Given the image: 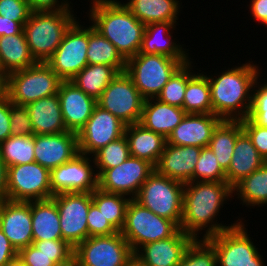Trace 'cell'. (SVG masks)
Wrapping results in <instances>:
<instances>
[{"label": "cell", "mask_w": 267, "mask_h": 266, "mask_svg": "<svg viewBox=\"0 0 267 266\" xmlns=\"http://www.w3.org/2000/svg\"><path fill=\"white\" fill-rule=\"evenodd\" d=\"M193 181H226L225 170L220 166L209 146L201 149L198 162L195 165Z\"/></svg>", "instance_id": "42"}, {"label": "cell", "mask_w": 267, "mask_h": 266, "mask_svg": "<svg viewBox=\"0 0 267 266\" xmlns=\"http://www.w3.org/2000/svg\"><path fill=\"white\" fill-rule=\"evenodd\" d=\"M184 184L154 170L134 198L154 214L174 221L179 227L183 215Z\"/></svg>", "instance_id": "7"}, {"label": "cell", "mask_w": 267, "mask_h": 266, "mask_svg": "<svg viewBox=\"0 0 267 266\" xmlns=\"http://www.w3.org/2000/svg\"><path fill=\"white\" fill-rule=\"evenodd\" d=\"M31 11H58L72 9L68 0H28ZM61 2V3H60Z\"/></svg>", "instance_id": "51"}, {"label": "cell", "mask_w": 267, "mask_h": 266, "mask_svg": "<svg viewBox=\"0 0 267 266\" xmlns=\"http://www.w3.org/2000/svg\"><path fill=\"white\" fill-rule=\"evenodd\" d=\"M240 121L259 154L267 161V127L256 124L249 117Z\"/></svg>", "instance_id": "47"}, {"label": "cell", "mask_w": 267, "mask_h": 266, "mask_svg": "<svg viewBox=\"0 0 267 266\" xmlns=\"http://www.w3.org/2000/svg\"><path fill=\"white\" fill-rule=\"evenodd\" d=\"M192 61L183 64L163 86L156 99L183 109L184 94L188 80L195 74ZM192 67V68H191Z\"/></svg>", "instance_id": "39"}, {"label": "cell", "mask_w": 267, "mask_h": 266, "mask_svg": "<svg viewBox=\"0 0 267 266\" xmlns=\"http://www.w3.org/2000/svg\"><path fill=\"white\" fill-rule=\"evenodd\" d=\"M264 81L261 84L257 79L253 86L252 106L248 117L256 124L267 127V82L265 79Z\"/></svg>", "instance_id": "43"}, {"label": "cell", "mask_w": 267, "mask_h": 266, "mask_svg": "<svg viewBox=\"0 0 267 266\" xmlns=\"http://www.w3.org/2000/svg\"><path fill=\"white\" fill-rule=\"evenodd\" d=\"M10 130L13 136H32L34 130L25 106L13 104L10 100Z\"/></svg>", "instance_id": "45"}, {"label": "cell", "mask_w": 267, "mask_h": 266, "mask_svg": "<svg viewBox=\"0 0 267 266\" xmlns=\"http://www.w3.org/2000/svg\"><path fill=\"white\" fill-rule=\"evenodd\" d=\"M18 255L8 238L0 228V266H5L12 258Z\"/></svg>", "instance_id": "52"}, {"label": "cell", "mask_w": 267, "mask_h": 266, "mask_svg": "<svg viewBox=\"0 0 267 266\" xmlns=\"http://www.w3.org/2000/svg\"><path fill=\"white\" fill-rule=\"evenodd\" d=\"M242 131L240 120H222L213 130L208 146L225 171L231 163L237 136Z\"/></svg>", "instance_id": "32"}, {"label": "cell", "mask_w": 267, "mask_h": 266, "mask_svg": "<svg viewBox=\"0 0 267 266\" xmlns=\"http://www.w3.org/2000/svg\"><path fill=\"white\" fill-rule=\"evenodd\" d=\"M31 12L28 0H0V15L18 22L22 27Z\"/></svg>", "instance_id": "46"}, {"label": "cell", "mask_w": 267, "mask_h": 266, "mask_svg": "<svg viewBox=\"0 0 267 266\" xmlns=\"http://www.w3.org/2000/svg\"><path fill=\"white\" fill-rule=\"evenodd\" d=\"M57 95L67 131L78 133L91 117L97 101L72 81H62Z\"/></svg>", "instance_id": "20"}, {"label": "cell", "mask_w": 267, "mask_h": 266, "mask_svg": "<svg viewBox=\"0 0 267 266\" xmlns=\"http://www.w3.org/2000/svg\"><path fill=\"white\" fill-rule=\"evenodd\" d=\"M92 162H94L92 156L88 157V155L79 153L67 163L52 169L50 171L52 194L92 193L98 188V175Z\"/></svg>", "instance_id": "17"}, {"label": "cell", "mask_w": 267, "mask_h": 266, "mask_svg": "<svg viewBox=\"0 0 267 266\" xmlns=\"http://www.w3.org/2000/svg\"><path fill=\"white\" fill-rule=\"evenodd\" d=\"M118 73L109 65L88 64L70 81L97 101Z\"/></svg>", "instance_id": "33"}, {"label": "cell", "mask_w": 267, "mask_h": 266, "mask_svg": "<svg viewBox=\"0 0 267 266\" xmlns=\"http://www.w3.org/2000/svg\"><path fill=\"white\" fill-rule=\"evenodd\" d=\"M125 136L128 140L130 155L157 165L166 144V138L139 122L126 125Z\"/></svg>", "instance_id": "28"}, {"label": "cell", "mask_w": 267, "mask_h": 266, "mask_svg": "<svg viewBox=\"0 0 267 266\" xmlns=\"http://www.w3.org/2000/svg\"><path fill=\"white\" fill-rule=\"evenodd\" d=\"M178 266H218L216 251L206 239H194Z\"/></svg>", "instance_id": "41"}, {"label": "cell", "mask_w": 267, "mask_h": 266, "mask_svg": "<svg viewBox=\"0 0 267 266\" xmlns=\"http://www.w3.org/2000/svg\"><path fill=\"white\" fill-rule=\"evenodd\" d=\"M0 228L17 251L33 244L31 201L1 202Z\"/></svg>", "instance_id": "19"}, {"label": "cell", "mask_w": 267, "mask_h": 266, "mask_svg": "<svg viewBox=\"0 0 267 266\" xmlns=\"http://www.w3.org/2000/svg\"><path fill=\"white\" fill-rule=\"evenodd\" d=\"M261 24H264L263 26L267 28V19H265Z\"/></svg>", "instance_id": "60"}, {"label": "cell", "mask_w": 267, "mask_h": 266, "mask_svg": "<svg viewBox=\"0 0 267 266\" xmlns=\"http://www.w3.org/2000/svg\"><path fill=\"white\" fill-rule=\"evenodd\" d=\"M233 193L234 196L238 195L237 198H240L242 205L245 204L247 207L267 205V161L237 183L233 187Z\"/></svg>", "instance_id": "35"}, {"label": "cell", "mask_w": 267, "mask_h": 266, "mask_svg": "<svg viewBox=\"0 0 267 266\" xmlns=\"http://www.w3.org/2000/svg\"><path fill=\"white\" fill-rule=\"evenodd\" d=\"M78 266H125L134 253L121 232L88 237L74 248Z\"/></svg>", "instance_id": "10"}, {"label": "cell", "mask_w": 267, "mask_h": 266, "mask_svg": "<svg viewBox=\"0 0 267 266\" xmlns=\"http://www.w3.org/2000/svg\"><path fill=\"white\" fill-rule=\"evenodd\" d=\"M88 64H103L114 67L119 73L124 72L126 60L117 51L116 47L94 27H88Z\"/></svg>", "instance_id": "34"}, {"label": "cell", "mask_w": 267, "mask_h": 266, "mask_svg": "<svg viewBox=\"0 0 267 266\" xmlns=\"http://www.w3.org/2000/svg\"><path fill=\"white\" fill-rule=\"evenodd\" d=\"M155 170L146 160L130 157L120 165L110 169H96L98 188L108 193L121 194L134 199L142 184Z\"/></svg>", "instance_id": "14"}, {"label": "cell", "mask_w": 267, "mask_h": 266, "mask_svg": "<svg viewBox=\"0 0 267 266\" xmlns=\"http://www.w3.org/2000/svg\"><path fill=\"white\" fill-rule=\"evenodd\" d=\"M72 12V9L31 12L23 32L36 62L46 63L52 57L66 31L77 20Z\"/></svg>", "instance_id": "4"}, {"label": "cell", "mask_w": 267, "mask_h": 266, "mask_svg": "<svg viewBox=\"0 0 267 266\" xmlns=\"http://www.w3.org/2000/svg\"><path fill=\"white\" fill-rule=\"evenodd\" d=\"M240 223L207 238L217 254L218 266H265L264 260L254 245L247 228Z\"/></svg>", "instance_id": "9"}, {"label": "cell", "mask_w": 267, "mask_h": 266, "mask_svg": "<svg viewBox=\"0 0 267 266\" xmlns=\"http://www.w3.org/2000/svg\"><path fill=\"white\" fill-rule=\"evenodd\" d=\"M188 61L162 54L138 53L126 60L125 72L145 98H156L173 74Z\"/></svg>", "instance_id": "6"}, {"label": "cell", "mask_w": 267, "mask_h": 266, "mask_svg": "<svg viewBox=\"0 0 267 266\" xmlns=\"http://www.w3.org/2000/svg\"><path fill=\"white\" fill-rule=\"evenodd\" d=\"M8 200L7 195V167L0 157V203Z\"/></svg>", "instance_id": "55"}, {"label": "cell", "mask_w": 267, "mask_h": 266, "mask_svg": "<svg viewBox=\"0 0 267 266\" xmlns=\"http://www.w3.org/2000/svg\"><path fill=\"white\" fill-rule=\"evenodd\" d=\"M91 197L105 220L117 232H121L125 224L127 205L131 199L125 195L102 191L99 188L91 193Z\"/></svg>", "instance_id": "36"}, {"label": "cell", "mask_w": 267, "mask_h": 266, "mask_svg": "<svg viewBox=\"0 0 267 266\" xmlns=\"http://www.w3.org/2000/svg\"><path fill=\"white\" fill-rule=\"evenodd\" d=\"M205 74L195 73L187 82L183 102V109L187 114L213 113L209 81Z\"/></svg>", "instance_id": "37"}, {"label": "cell", "mask_w": 267, "mask_h": 266, "mask_svg": "<svg viewBox=\"0 0 267 266\" xmlns=\"http://www.w3.org/2000/svg\"><path fill=\"white\" fill-rule=\"evenodd\" d=\"M25 107L30 116L34 135L67 132L57 94L38 99Z\"/></svg>", "instance_id": "26"}, {"label": "cell", "mask_w": 267, "mask_h": 266, "mask_svg": "<svg viewBox=\"0 0 267 266\" xmlns=\"http://www.w3.org/2000/svg\"><path fill=\"white\" fill-rule=\"evenodd\" d=\"M53 266H78V265L75 256H73L70 260L54 264Z\"/></svg>", "instance_id": "57"}, {"label": "cell", "mask_w": 267, "mask_h": 266, "mask_svg": "<svg viewBox=\"0 0 267 266\" xmlns=\"http://www.w3.org/2000/svg\"><path fill=\"white\" fill-rule=\"evenodd\" d=\"M176 22L166 21L146 25L139 53L162 54L179 61H189L191 59L189 53L180 45L179 41L177 43L175 38L172 39L170 31L176 29L175 26L178 24Z\"/></svg>", "instance_id": "24"}, {"label": "cell", "mask_w": 267, "mask_h": 266, "mask_svg": "<svg viewBox=\"0 0 267 266\" xmlns=\"http://www.w3.org/2000/svg\"><path fill=\"white\" fill-rule=\"evenodd\" d=\"M144 102L145 98L124 71L103 90L97 105L130 125L140 122Z\"/></svg>", "instance_id": "11"}, {"label": "cell", "mask_w": 267, "mask_h": 266, "mask_svg": "<svg viewBox=\"0 0 267 266\" xmlns=\"http://www.w3.org/2000/svg\"><path fill=\"white\" fill-rule=\"evenodd\" d=\"M248 6L253 19L259 23L267 19V0H251Z\"/></svg>", "instance_id": "53"}, {"label": "cell", "mask_w": 267, "mask_h": 266, "mask_svg": "<svg viewBox=\"0 0 267 266\" xmlns=\"http://www.w3.org/2000/svg\"><path fill=\"white\" fill-rule=\"evenodd\" d=\"M89 21L127 60L139 53L145 24L118 0H91Z\"/></svg>", "instance_id": "3"}, {"label": "cell", "mask_w": 267, "mask_h": 266, "mask_svg": "<svg viewBox=\"0 0 267 266\" xmlns=\"http://www.w3.org/2000/svg\"><path fill=\"white\" fill-rule=\"evenodd\" d=\"M11 136L10 130V99L0 91V143Z\"/></svg>", "instance_id": "50"}, {"label": "cell", "mask_w": 267, "mask_h": 266, "mask_svg": "<svg viewBox=\"0 0 267 266\" xmlns=\"http://www.w3.org/2000/svg\"><path fill=\"white\" fill-rule=\"evenodd\" d=\"M194 239L181 229L172 237L147 243L135 253L144 266H178Z\"/></svg>", "instance_id": "21"}, {"label": "cell", "mask_w": 267, "mask_h": 266, "mask_svg": "<svg viewBox=\"0 0 267 266\" xmlns=\"http://www.w3.org/2000/svg\"><path fill=\"white\" fill-rule=\"evenodd\" d=\"M8 74L5 72L0 60V85L3 86L6 82Z\"/></svg>", "instance_id": "58"}, {"label": "cell", "mask_w": 267, "mask_h": 266, "mask_svg": "<svg viewBox=\"0 0 267 266\" xmlns=\"http://www.w3.org/2000/svg\"><path fill=\"white\" fill-rule=\"evenodd\" d=\"M62 80L45 62L15 71L7 76L2 91L16 105L26 106L58 93Z\"/></svg>", "instance_id": "5"}, {"label": "cell", "mask_w": 267, "mask_h": 266, "mask_svg": "<svg viewBox=\"0 0 267 266\" xmlns=\"http://www.w3.org/2000/svg\"><path fill=\"white\" fill-rule=\"evenodd\" d=\"M18 256L25 266H53L52 257L40 252L33 244L18 251Z\"/></svg>", "instance_id": "49"}, {"label": "cell", "mask_w": 267, "mask_h": 266, "mask_svg": "<svg viewBox=\"0 0 267 266\" xmlns=\"http://www.w3.org/2000/svg\"><path fill=\"white\" fill-rule=\"evenodd\" d=\"M125 266H144L137 258L133 257Z\"/></svg>", "instance_id": "59"}, {"label": "cell", "mask_w": 267, "mask_h": 266, "mask_svg": "<svg viewBox=\"0 0 267 266\" xmlns=\"http://www.w3.org/2000/svg\"><path fill=\"white\" fill-rule=\"evenodd\" d=\"M179 230L180 227L174 221L154 214L131 199L127 205L125 224L121 234L135 253L141 246L170 238Z\"/></svg>", "instance_id": "8"}, {"label": "cell", "mask_w": 267, "mask_h": 266, "mask_svg": "<svg viewBox=\"0 0 267 266\" xmlns=\"http://www.w3.org/2000/svg\"><path fill=\"white\" fill-rule=\"evenodd\" d=\"M5 266H25L23 260L17 255L12 258Z\"/></svg>", "instance_id": "56"}, {"label": "cell", "mask_w": 267, "mask_h": 266, "mask_svg": "<svg viewBox=\"0 0 267 266\" xmlns=\"http://www.w3.org/2000/svg\"><path fill=\"white\" fill-rule=\"evenodd\" d=\"M88 237L108 236L117 231L105 220L97 206L92 202L87 215Z\"/></svg>", "instance_id": "48"}, {"label": "cell", "mask_w": 267, "mask_h": 266, "mask_svg": "<svg viewBox=\"0 0 267 266\" xmlns=\"http://www.w3.org/2000/svg\"><path fill=\"white\" fill-rule=\"evenodd\" d=\"M201 147L176 146L166 142L155 170L183 184L193 181Z\"/></svg>", "instance_id": "23"}, {"label": "cell", "mask_w": 267, "mask_h": 266, "mask_svg": "<svg viewBox=\"0 0 267 266\" xmlns=\"http://www.w3.org/2000/svg\"><path fill=\"white\" fill-rule=\"evenodd\" d=\"M259 66L251 61L228 68L220 75H208L213 114L222 120H241L249 116L252 90L260 76Z\"/></svg>", "instance_id": "2"}, {"label": "cell", "mask_w": 267, "mask_h": 266, "mask_svg": "<svg viewBox=\"0 0 267 266\" xmlns=\"http://www.w3.org/2000/svg\"><path fill=\"white\" fill-rule=\"evenodd\" d=\"M59 212L62 239L73 248L88 238L87 215L91 193L63 192L52 196Z\"/></svg>", "instance_id": "15"}, {"label": "cell", "mask_w": 267, "mask_h": 266, "mask_svg": "<svg viewBox=\"0 0 267 266\" xmlns=\"http://www.w3.org/2000/svg\"><path fill=\"white\" fill-rule=\"evenodd\" d=\"M0 60L8 75L37 63L30 53L23 30L19 34L0 37Z\"/></svg>", "instance_id": "31"}, {"label": "cell", "mask_w": 267, "mask_h": 266, "mask_svg": "<svg viewBox=\"0 0 267 266\" xmlns=\"http://www.w3.org/2000/svg\"><path fill=\"white\" fill-rule=\"evenodd\" d=\"M33 241L63 240L56 202L50 198L31 201Z\"/></svg>", "instance_id": "29"}, {"label": "cell", "mask_w": 267, "mask_h": 266, "mask_svg": "<svg viewBox=\"0 0 267 266\" xmlns=\"http://www.w3.org/2000/svg\"><path fill=\"white\" fill-rule=\"evenodd\" d=\"M123 3L143 24L178 20L179 0H127Z\"/></svg>", "instance_id": "30"}, {"label": "cell", "mask_w": 267, "mask_h": 266, "mask_svg": "<svg viewBox=\"0 0 267 266\" xmlns=\"http://www.w3.org/2000/svg\"><path fill=\"white\" fill-rule=\"evenodd\" d=\"M92 157L95 169H110L123 163L130 157L129 144L126 136L108 143Z\"/></svg>", "instance_id": "40"}, {"label": "cell", "mask_w": 267, "mask_h": 266, "mask_svg": "<svg viewBox=\"0 0 267 266\" xmlns=\"http://www.w3.org/2000/svg\"><path fill=\"white\" fill-rule=\"evenodd\" d=\"M79 154L78 136L74 132L34 135L35 162L50 171Z\"/></svg>", "instance_id": "18"}, {"label": "cell", "mask_w": 267, "mask_h": 266, "mask_svg": "<svg viewBox=\"0 0 267 266\" xmlns=\"http://www.w3.org/2000/svg\"><path fill=\"white\" fill-rule=\"evenodd\" d=\"M126 124L96 105L85 126L77 133L79 153L93 156L98 150L125 135Z\"/></svg>", "instance_id": "16"}, {"label": "cell", "mask_w": 267, "mask_h": 266, "mask_svg": "<svg viewBox=\"0 0 267 266\" xmlns=\"http://www.w3.org/2000/svg\"><path fill=\"white\" fill-rule=\"evenodd\" d=\"M233 151L231 163L225 171L226 181L232 188L266 162L244 130L237 136Z\"/></svg>", "instance_id": "25"}, {"label": "cell", "mask_w": 267, "mask_h": 266, "mask_svg": "<svg viewBox=\"0 0 267 266\" xmlns=\"http://www.w3.org/2000/svg\"><path fill=\"white\" fill-rule=\"evenodd\" d=\"M0 157L6 167L35 162L34 135L13 136L0 143Z\"/></svg>", "instance_id": "38"}, {"label": "cell", "mask_w": 267, "mask_h": 266, "mask_svg": "<svg viewBox=\"0 0 267 266\" xmlns=\"http://www.w3.org/2000/svg\"><path fill=\"white\" fill-rule=\"evenodd\" d=\"M23 27L16 21L0 15V37L19 34Z\"/></svg>", "instance_id": "54"}, {"label": "cell", "mask_w": 267, "mask_h": 266, "mask_svg": "<svg viewBox=\"0 0 267 266\" xmlns=\"http://www.w3.org/2000/svg\"><path fill=\"white\" fill-rule=\"evenodd\" d=\"M186 114L182 108L149 98L145 99L139 123L167 138Z\"/></svg>", "instance_id": "27"}, {"label": "cell", "mask_w": 267, "mask_h": 266, "mask_svg": "<svg viewBox=\"0 0 267 266\" xmlns=\"http://www.w3.org/2000/svg\"><path fill=\"white\" fill-rule=\"evenodd\" d=\"M33 245L40 252L52 257L55 264L70 260L74 256V248L65 240L33 241Z\"/></svg>", "instance_id": "44"}, {"label": "cell", "mask_w": 267, "mask_h": 266, "mask_svg": "<svg viewBox=\"0 0 267 266\" xmlns=\"http://www.w3.org/2000/svg\"><path fill=\"white\" fill-rule=\"evenodd\" d=\"M222 119L211 114H186L183 120L166 138V142L176 146L206 147L213 130Z\"/></svg>", "instance_id": "22"}, {"label": "cell", "mask_w": 267, "mask_h": 266, "mask_svg": "<svg viewBox=\"0 0 267 266\" xmlns=\"http://www.w3.org/2000/svg\"><path fill=\"white\" fill-rule=\"evenodd\" d=\"M75 21L66 31L62 42L46 62L62 81H70L86 65L88 27Z\"/></svg>", "instance_id": "13"}, {"label": "cell", "mask_w": 267, "mask_h": 266, "mask_svg": "<svg viewBox=\"0 0 267 266\" xmlns=\"http://www.w3.org/2000/svg\"><path fill=\"white\" fill-rule=\"evenodd\" d=\"M232 194L233 188L227 181H192L184 184L180 229L193 239H199V234L205 230L200 239H207L240 223L237 220L231 226H226L216 220L225 202L234 197Z\"/></svg>", "instance_id": "1"}, {"label": "cell", "mask_w": 267, "mask_h": 266, "mask_svg": "<svg viewBox=\"0 0 267 266\" xmlns=\"http://www.w3.org/2000/svg\"><path fill=\"white\" fill-rule=\"evenodd\" d=\"M7 195L15 202L52 198L50 170L37 162L8 167Z\"/></svg>", "instance_id": "12"}]
</instances>
